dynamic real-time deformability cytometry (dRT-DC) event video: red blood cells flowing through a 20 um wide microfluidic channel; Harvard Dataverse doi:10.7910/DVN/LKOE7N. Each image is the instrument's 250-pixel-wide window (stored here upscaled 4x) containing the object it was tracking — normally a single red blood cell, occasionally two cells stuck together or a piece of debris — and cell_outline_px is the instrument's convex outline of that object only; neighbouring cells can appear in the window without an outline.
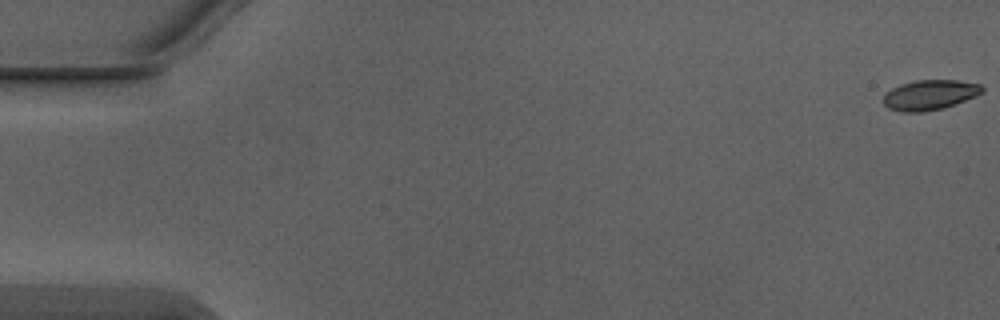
{"species": "Egyptian fruit bat (a non-hibernating species)", "species_latin": "Rousettus aegyptiacus", "temperature_condition": "warm", "stored_images_in_passage": 5, "camera_frame_rate_fps": 3000, "um_per_image_px": 0.085, "animal": {"sex": "male"}, "frame": {"image": 1, "passage_image": 1, "time_ms": 0.0, "image_size_px": [1000, 320], "cell_outline_px": [[984, 92], [976, 96], [956, 104], [944, 108], [924, 112], [900, 112], [888, 108], [884, 104], [884, 96], [892, 88], [900, 84], [916, 80], [956, 80], [980, 84], [984, 88]], "centroid_in_image_um": [79.05, 8.07], "position_along_channel_um": 5.9, "area_um2": 17.4}}
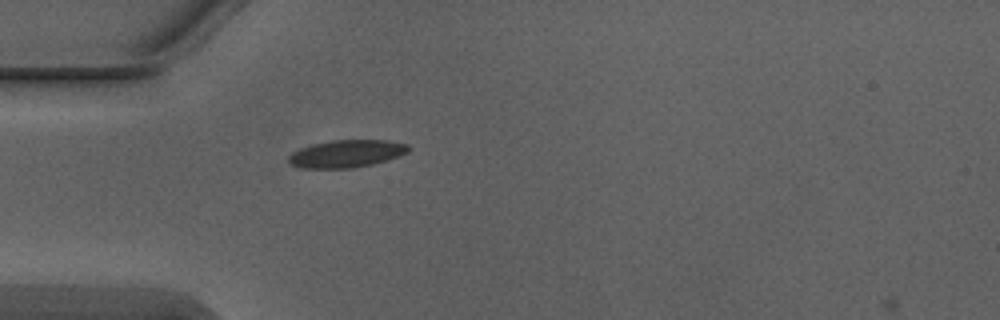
{"frame": {"image": 2, "passage_image": 5, "time_ms": 1.333, "image_size_px": [1000, 320], "cell_outline_px": [[412, 148], [408, 152], [372, 164], [352, 168], [300, 168], [292, 164], [288, 160], [288, 156], [292, 152], [300, 148], [312, 144], [332, 140], [388, 140], [408, 144]], "centroid_in_image_um": [29.44, 13.05], "position_along_channel_um": 55.6, "area_um2": 19.13}}